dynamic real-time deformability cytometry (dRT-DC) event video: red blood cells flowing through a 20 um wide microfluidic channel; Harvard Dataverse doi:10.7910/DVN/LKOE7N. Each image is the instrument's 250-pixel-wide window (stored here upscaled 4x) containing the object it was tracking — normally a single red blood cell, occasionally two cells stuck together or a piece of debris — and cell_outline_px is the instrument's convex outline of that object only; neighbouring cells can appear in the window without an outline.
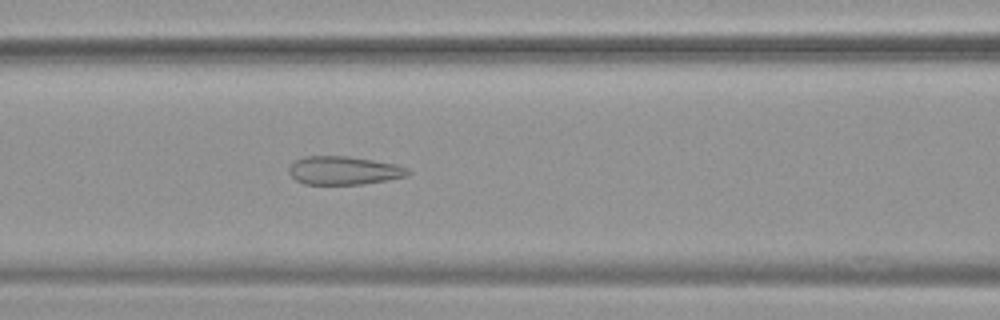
{"species": "common noctule bat (a hibernating species)", "species_latin": "Nyctalus noctula", "temperature_condition": "warm", "stored_images_in_passage": 53, "camera_frame_rate_fps": 3000, "um_per_image_px": 0.085, "animal": {"sex": "female", "body_mass_g": 19.9}, "frame": {"image": 1, "passage_image": 23, "time_ms": 7.333, "image_size_px": [1000, 320], "cell_outline_px": [[412, 172], [408, 176], [360, 184], [304, 184], [296, 180], [288, 172], [288, 168], [296, 160], [304, 156], [348, 156], [396, 164], [408, 168]], "centroid_in_image_um": [29.23, 14.48], "position_along_channel_um": 137.4, "area_um2": 19.59}}
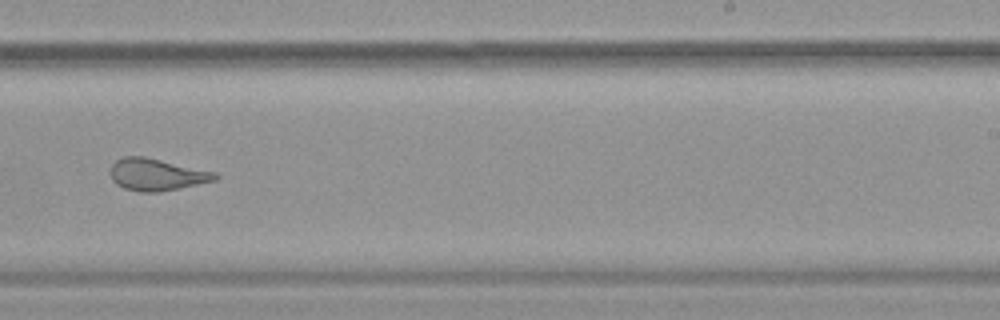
{"frame": {"image": 2, "passage_image": 34, "time_ms": 11.0, "image_size_px": [1000, 320], "cell_outline_px": [[220, 176], [216, 180], [156, 192], [140, 192], [124, 188], [116, 184], [112, 180], [108, 172], [112, 164], [116, 160], [124, 156], [144, 156], [216, 172]], "centroid_in_image_um": [13.27, 14.82], "position_along_channel_um": 275.7, "area_um2": 19.48}}
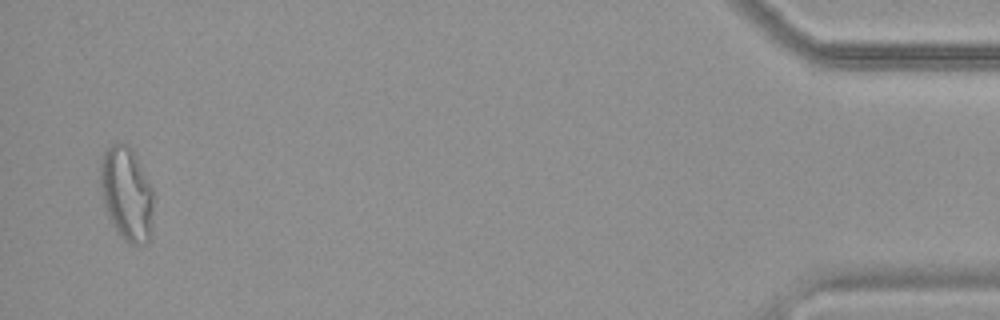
{"frame": {"image": 3, "passage_image": 52, "time_ms": 17.0, "image_size_px": [1000, 320], "cell_outline_px": [[152, 212], [148, 244], [128, 244], [120, 236], [112, 224], [104, 208], [100, 184], [100, 160], [104, 152], [116, 140], [128, 144], [132, 148], [152, 188]], "centroid_in_image_um": [10.73, 16.44], "position_along_channel_um": 424.5, "area_um2": 29.19}, "authors_computed_cell_mechanics": {"area_um2": 24.276, "velocity_mm_per_s": 3.7953, "shape_relaxation_time_tau1_ms": null, "shape_relaxation_time_tau2_ms": 0.8504, "deformation_change_tau1": null, "deformation_change_tau2": 0.0852}}